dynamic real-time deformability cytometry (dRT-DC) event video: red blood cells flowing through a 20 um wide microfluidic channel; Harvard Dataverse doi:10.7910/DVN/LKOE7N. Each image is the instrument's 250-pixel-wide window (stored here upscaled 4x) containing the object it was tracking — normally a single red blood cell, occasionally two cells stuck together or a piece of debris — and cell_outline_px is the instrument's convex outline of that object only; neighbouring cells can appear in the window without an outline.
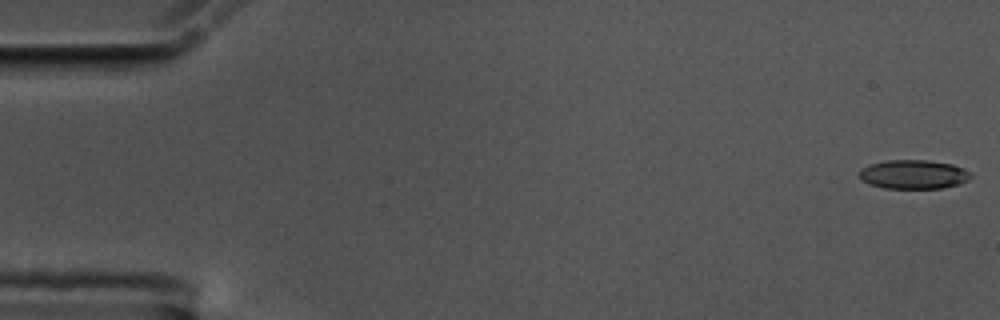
{"species": "common noctule bat (a hibernating species)", "species_latin": "Nyctalus noctula", "temperature_condition": "cold", "stored_images_in_passage": 57, "camera_frame_rate_fps": 3000, "um_per_image_px": 0.085, "animal": {"sex": "male", "body_mass_g": 17.5, "forearm_length_mm": 52.3}, "frame": {"image": 1, "passage_image": 1, "time_ms": 0.0, "image_size_px": [1000, 320], "cell_outline_px": [[972, 176], [968, 180], [960, 184], [944, 188], [884, 188], [860, 180], [860, 168], [872, 164], [888, 160], [928, 160], [952, 164], [972, 172]], "centroid_in_image_um": [77.69, 14.82], "position_along_channel_um": 7.3, "area_um2": 18.84}}
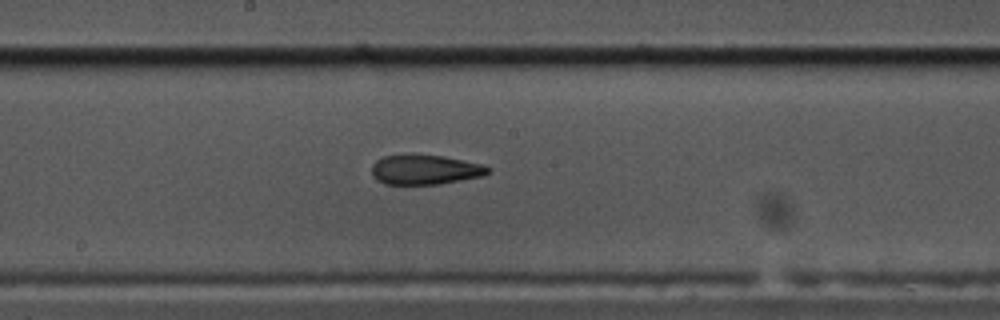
{"frame": {"image": 2, "passage_image": 30, "time_ms": 9.667, "image_size_px": [1000, 320], "cell_outline_px": [[492, 172], [484, 176], [440, 184], [384, 184], [372, 176], [372, 164], [376, 160], [384, 156], [412, 152], [444, 156], [484, 164], [492, 168]], "centroid_in_image_um": [36.16, 14.39], "position_along_channel_um": 212.0, "area_um2": 20.92}}
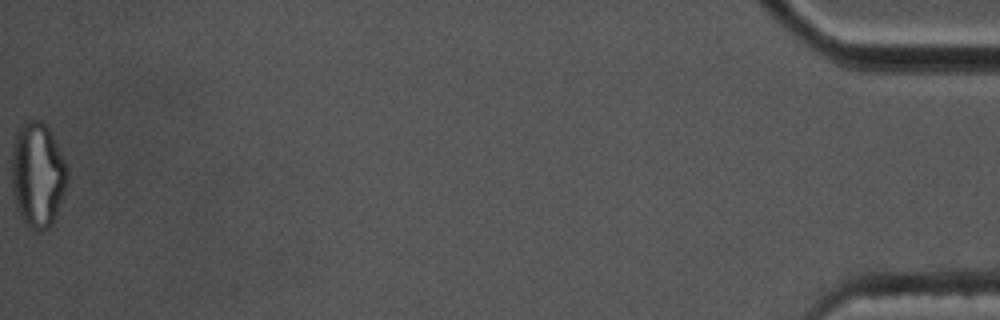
{"frame": {"image": 3, "passage_image": 57, "time_ms": 18.667, "image_size_px": [1000, 320], "cell_outline_px": [[68, 180], [64, 192], [52, 224], [48, 228], [40, 232], [28, 228], [24, 224], [16, 208], [12, 192], [12, 144], [16, 132], [20, 124], [24, 120], [40, 120], [48, 128], [56, 140], [68, 164]], "centroid_in_image_um": [3.19, 14.85], "position_along_channel_um": 432.0, "area_um2": 34.8}, "authors_computed_cell_mechanics": {"area_um2": 20.808, "velocity_mm_per_s": 3.5639, "shape_relaxation_time_tau1_ms": null, "shape_relaxation_time_tau2_ms": 4.7994, "deformation_change_tau1": null, "deformation_change_tau2": 0.1302}}